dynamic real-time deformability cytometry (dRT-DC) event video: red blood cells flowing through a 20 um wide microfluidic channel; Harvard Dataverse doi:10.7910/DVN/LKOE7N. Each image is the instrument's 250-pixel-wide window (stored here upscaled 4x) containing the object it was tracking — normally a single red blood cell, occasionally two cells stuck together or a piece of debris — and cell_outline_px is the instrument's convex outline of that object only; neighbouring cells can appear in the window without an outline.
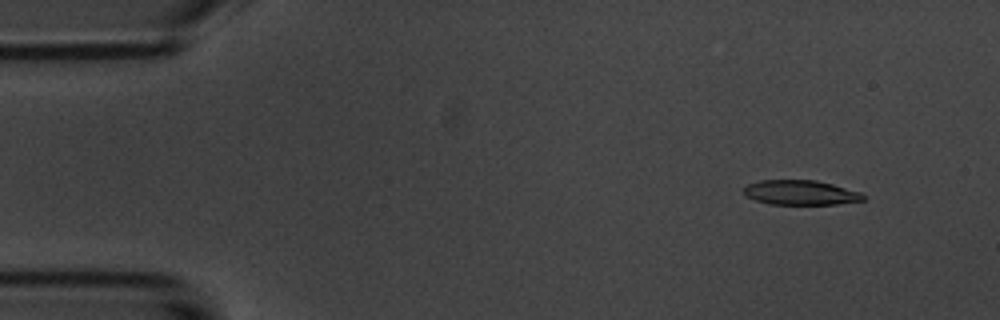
{"species": "common noctule bat (a hibernating species)", "species_latin": "Nyctalus noctula", "temperature_condition": "room temperature", "stored_images_in_passage": 5, "camera_frame_rate_fps": 3000, "um_per_image_px": 0.085, "animal": {"sex": "male", "body_mass_g": 20.1, "forearm_length_mm": 53.5}, "frame": {"image": 1, "passage_image": 2, "time_ms": 1.0, "image_size_px": [1000, 320], "cell_outline_px": [[868, 196], [864, 200], [836, 204], [768, 204], [756, 200], [748, 196], [744, 192], [744, 188], [748, 184], [760, 180], [816, 180], [832, 184], [860, 192]], "centroid_in_image_um": [68.08, 16.37], "position_along_channel_um": 16.9, "area_um2": 17.11}}
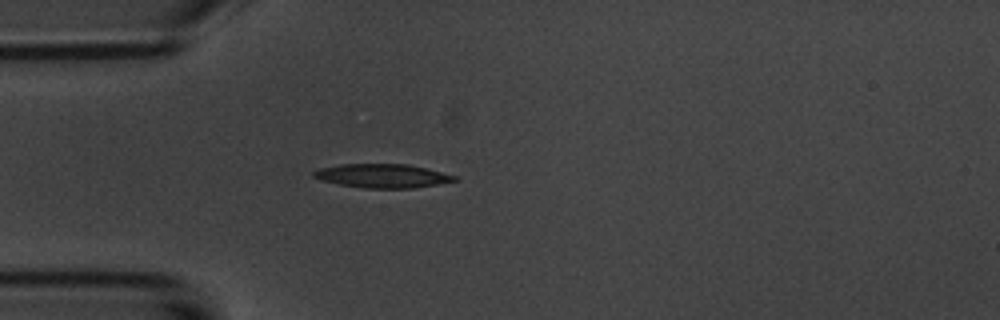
{"frame": {"image": 2, "passage_image": 5, "time_ms": 4.333, "image_size_px": [1000, 320], "cell_outline_px": [[460, 180], [412, 188], [364, 188], [340, 184], [320, 180], [312, 176], [312, 172], [320, 168], [340, 164], [408, 164], [456, 176]], "centroid_in_image_um": [32.47, 14.94], "position_along_channel_um": 52.5, "area_um2": 19.36}}